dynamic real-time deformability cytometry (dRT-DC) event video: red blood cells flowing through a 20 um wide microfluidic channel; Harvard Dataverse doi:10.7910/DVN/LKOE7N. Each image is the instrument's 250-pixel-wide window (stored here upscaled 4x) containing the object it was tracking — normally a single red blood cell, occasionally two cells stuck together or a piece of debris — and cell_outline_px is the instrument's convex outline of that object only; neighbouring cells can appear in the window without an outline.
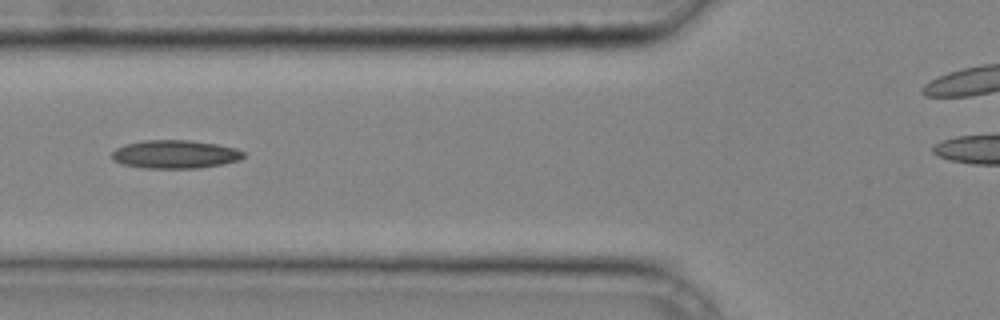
{"species": "common noctule bat (a hibernating species)", "species_latin": "Nyctalus noctula", "temperature_condition": "cold", "stored_images_in_passage": 28, "camera_frame_rate_fps": 3000, "um_per_image_px": 0.085, "animal": {"sex": "male", "body_mass_g": 20.4}, "frame": {"image": 1, "passage_image": 5, "time_ms": 1.333, "image_size_px": [1000, 320], "cell_outline_px": [[244, 156], [240, 160], [224, 164], [200, 168], [144, 168], [124, 164], [112, 160], [112, 152], [116, 148], [124, 144], [144, 140], [188, 140], [216, 144], [236, 148], [244, 152]], "centroid_in_image_um": [14.89, 13.11], "position_along_channel_um": 110.9, "area_um2": 21.79}}